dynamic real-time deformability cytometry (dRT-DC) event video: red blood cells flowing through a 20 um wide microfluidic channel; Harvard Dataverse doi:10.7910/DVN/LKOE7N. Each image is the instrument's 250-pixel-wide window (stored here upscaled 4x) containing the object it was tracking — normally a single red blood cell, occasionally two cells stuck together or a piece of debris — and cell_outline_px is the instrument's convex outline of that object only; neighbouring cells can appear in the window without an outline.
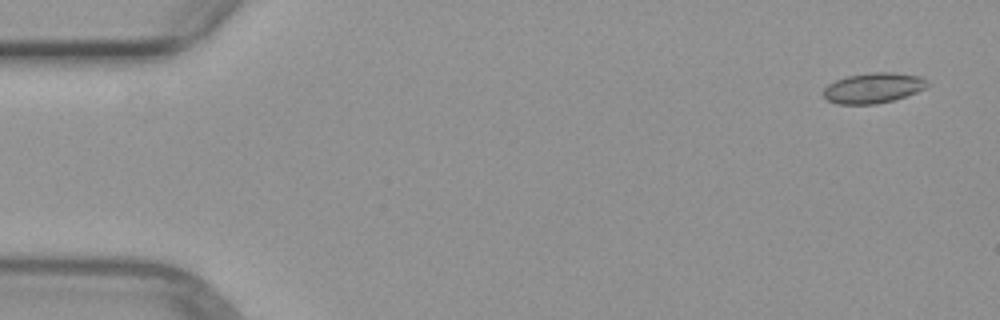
{"species": "common noctule bat (a hibernating species)", "species_latin": "Nyctalus noctula", "temperature_condition": "warm", "stored_images_in_passage": 49, "camera_frame_rate_fps": 3000, "um_per_image_px": 0.085, "animal": {"sex": "female", "body_mass_g": 29.2, "forearm_length_mm": 56.3}, "frame": {"image": 1, "passage_image": 1, "time_ms": 0.0, "image_size_px": [1000, 320], "cell_outline_px": [[932, 84], [916, 92], [892, 100], [876, 104], [836, 104], [828, 100], [824, 96], [824, 88], [828, 84], [836, 80], [848, 76], [872, 72], [892, 72], [920, 76]], "centroid_in_image_um": [74.23, 7.47], "position_along_channel_um": 10.8, "area_um2": 18.26}}
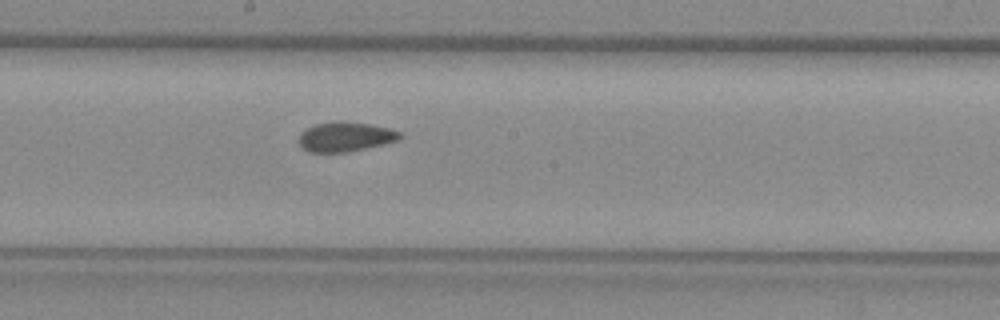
{"frame": {"image": 2, "passage_image": 26, "time_ms": 8.333, "image_size_px": [1000, 320], "cell_outline_px": [[404, 136], [396, 140], [384, 144], [344, 152], [308, 152], [300, 144], [300, 132], [316, 124], [332, 120], [344, 120], [368, 124], [388, 128], [400, 132]], "centroid_in_image_um": [29.35, 11.6], "position_along_channel_um": 218.9, "area_um2": 17.34}}
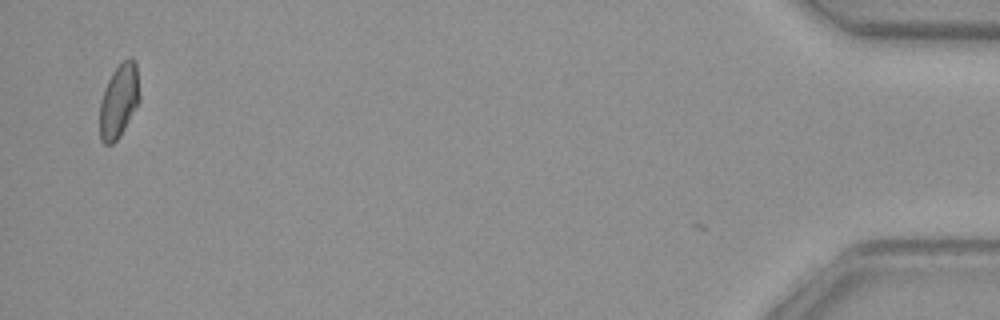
{"frame": {"image": 3, "passage_image": 48, "time_ms": 15.667, "image_size_px": [1000, 320], "cell_outline_px": [[140, 100], [120, 136], [112, 144], [104, 144], [100, 140], [100, 100], [104, 88], [112, 72], [128, 56], [132, 56], [136, 60], [140, 96]], "centroid_in_image_um": [10.11, 8.54], "position_along_channel_um": 425.1, "area_um2": 17.28}}